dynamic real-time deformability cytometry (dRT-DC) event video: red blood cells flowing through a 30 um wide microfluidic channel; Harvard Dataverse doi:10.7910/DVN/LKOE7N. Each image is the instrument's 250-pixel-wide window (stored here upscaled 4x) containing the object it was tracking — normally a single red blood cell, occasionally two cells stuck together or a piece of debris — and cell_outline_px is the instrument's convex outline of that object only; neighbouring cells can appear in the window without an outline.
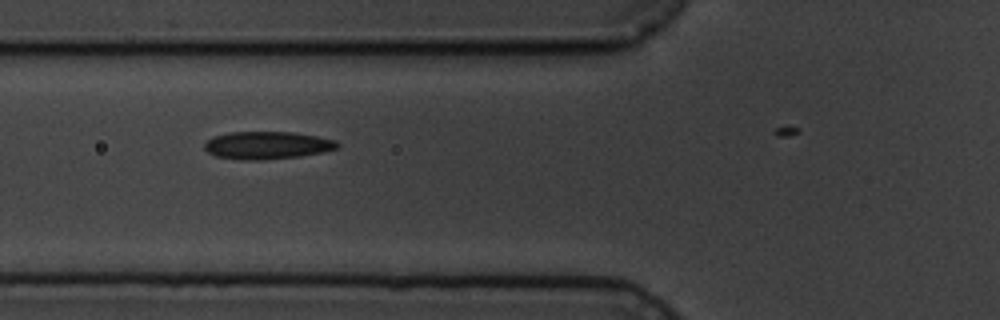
{"species": "common noctule bat (a hibernating species)", "species_latin": "Nyctalus noctula", "temperature_condition": "cold", "stored_images_in_passage": 6, "camera_frame_rate_fps": 3000, "um_per_image_px": 0.085, "animal": {"sex": "male", "body_mass_g": 19.5, "forearm_length_mm": 54.6}, "frame": {"image": 1, "passage_image": 5, "time_ms": 4.667, "image_size_px": [1000, 320], "cell_outline_px": [[340, 148], [324, 152], [300, 156], [264, 160], [244, 160], [216, 156], [208, 152], [204, 148], [204, 144], [212, 136], [228, 132], [292, 132], [316, 136], [336, 140], [340, 144]], "centroid_in_image_um": [22.73, 12.35], "position_along_channel_um": 103.1, "area_um2": 21.56}}